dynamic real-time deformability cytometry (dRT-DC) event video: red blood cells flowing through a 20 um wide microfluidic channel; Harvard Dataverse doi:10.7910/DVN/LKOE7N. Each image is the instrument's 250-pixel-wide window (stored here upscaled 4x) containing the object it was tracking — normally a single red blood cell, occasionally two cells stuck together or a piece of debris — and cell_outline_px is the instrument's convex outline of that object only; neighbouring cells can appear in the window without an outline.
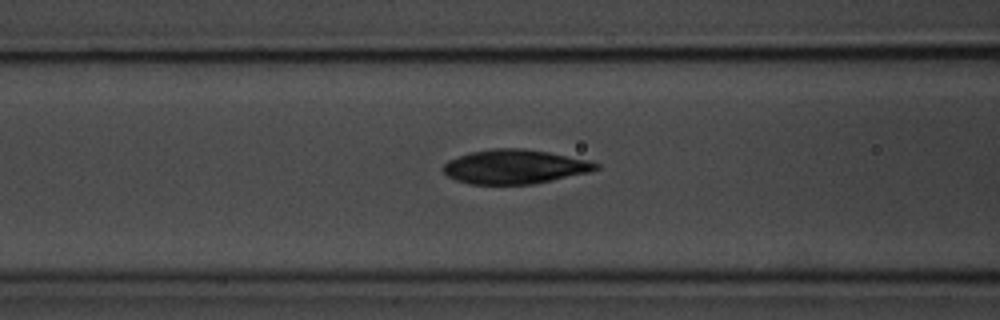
{"species": "common noctule bat (a hibernating species)", "species_latin": "Nyctalus noctula", "temperature_condition": "room temperature", "stored_images_in_passage": 50, "camera_frame_rate_fps": 3000, "um_per_image_px": 0.085, "animal": {"sex": "male", "body_mass_g": 20.1, "forearm_length_mm": 53.5}, "frame": {"image": 1, "passage_image": 20, "time_ms": 6.333, "image_size_px": [1000, 320], "cell_outline_px": [[600, 168], [588, 172], [532, 184], [468, 184], [456, 180], [448, 176], [444, 172], [444, 164], [448, 160], [472, 152], [492, 148], [524, 148], [548, 152], [592, 160], [600, 164]], "centroid_in_image_um": [43.78, 14.16], "position_along_channel_um": 122.8, "area_um2": 30.35}}
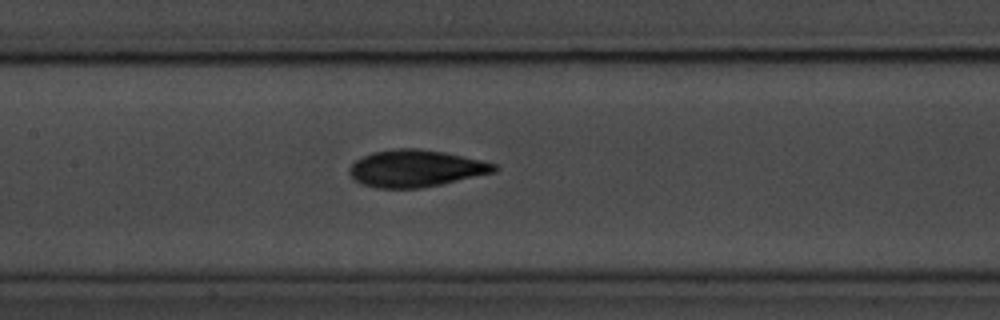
{"frame": {"image": 2, "passage_image": 24, "time_ms": 7.667, "image_size_px": [1000, 320], "cell_outline_px": [[500, 168], [496, 172], [424, 188], [376, 188], [360, 184], [352, 180], [348, 172], [348, 168], [356, 160], [372, 152], [396, 148], [416, 148], [444, 152], [480, 160], [496, 164]], "centroid_in_image_um": [35.31, 14.33], "position_along_channel_um": 172.1, "area_um2": 31.5}}